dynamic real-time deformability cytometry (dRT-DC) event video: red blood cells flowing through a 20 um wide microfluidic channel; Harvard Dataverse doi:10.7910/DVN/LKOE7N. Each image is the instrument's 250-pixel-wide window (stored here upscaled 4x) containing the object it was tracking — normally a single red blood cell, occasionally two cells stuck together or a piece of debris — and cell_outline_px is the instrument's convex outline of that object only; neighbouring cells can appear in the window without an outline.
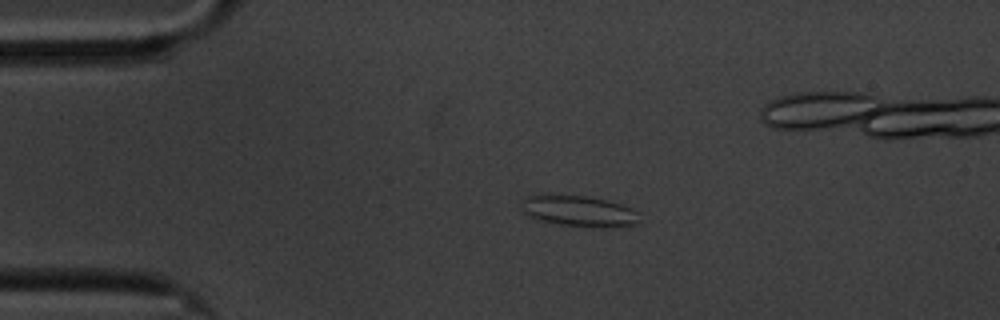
{"species": "common noctule bat (a hibernating species)", "species_latin": "Nyctalus noctula", "temperature_condition": "cold", "stored_images_in_passage": 53, "camera_frame_rate_fps": 3000, "um_per_image_px": 0.085, "animal": {"sex": "male", "body_mass_g": 20.1, "forearm_length_mm": 53.5}, "frame": {"image": 1, "passage_image": 5, "time_ms": 1.333, "image_size_px": [1000, 320], "cell_outline_px": [[640, 224], [604, 228], [600, 228], [560, 224], [536, 220], [528, 216], [524, 212], [524, 196], [540, 192], [548, 192], [588, 196], [620, 204], [632, 208], [640, 212]], "centroid_in_image_um": [49.2, 17.91], "position_along_channel_um": 35.8, "area_um2": 22.14}}
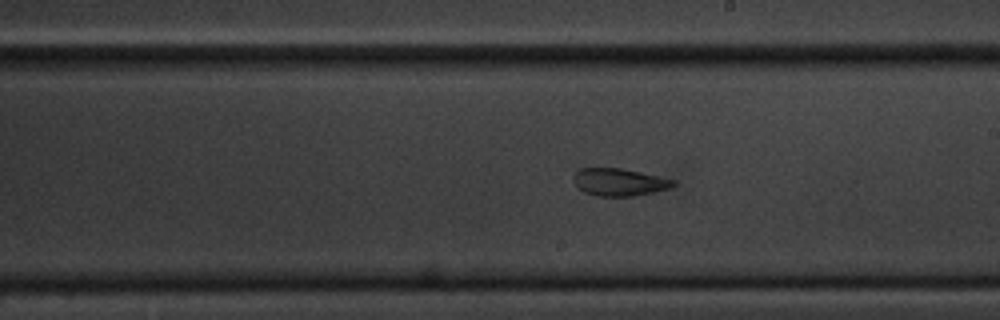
{"frame": {"image": 2, "passage_image": 26, "time_ms": 8.333, "image_size_px": [1000, 320], "cell_outline_px": [[676, 184], [668, 188], [652, 192], [632, 196], [596, 196], [584, 192], [576, 188], [572, 180], [572, 176], [580, 168], [620, 168], [660, 176], [676, 180]], "centroid_in_image_um": [52.58, 15.48], "position_along_channel_um": 236.4, "area_um2": 16.07}}
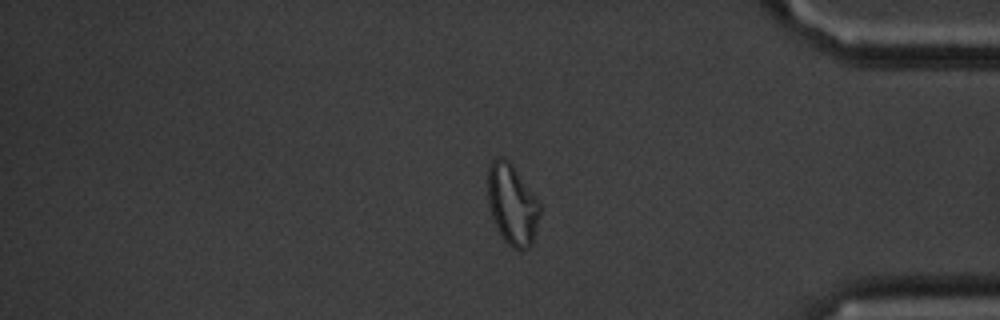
{"frame": {"image": 3, "passage_image": 42, "time_ms": 13.667, "image_size_px": [1000, 320], "cell_outline_px": [[540, 212], [532, 244], [528, 248], [520, 252], [512, 248], [504, 240], [496, 228], [488, 204], [488, 168], [492, 160], [500, 156], [504, 156], [512, 164], [536, 196], [540, 204]], "centroid_in_image_um": [43.53, 17.39], "position_along_channel_um": 391.7, "area_um2": 24.68}, "authors_computed_cell_mechanics": {"area_um2": 19.1896, "velocity_mm_per_s": 3.3639, "shape_relaxation_time_tau1_ms": null, "shape_relaxation_time_tau2_ms": 3.8661, "deformation_change_tau1": null, "deformation_change_tau2": 0.0905}}